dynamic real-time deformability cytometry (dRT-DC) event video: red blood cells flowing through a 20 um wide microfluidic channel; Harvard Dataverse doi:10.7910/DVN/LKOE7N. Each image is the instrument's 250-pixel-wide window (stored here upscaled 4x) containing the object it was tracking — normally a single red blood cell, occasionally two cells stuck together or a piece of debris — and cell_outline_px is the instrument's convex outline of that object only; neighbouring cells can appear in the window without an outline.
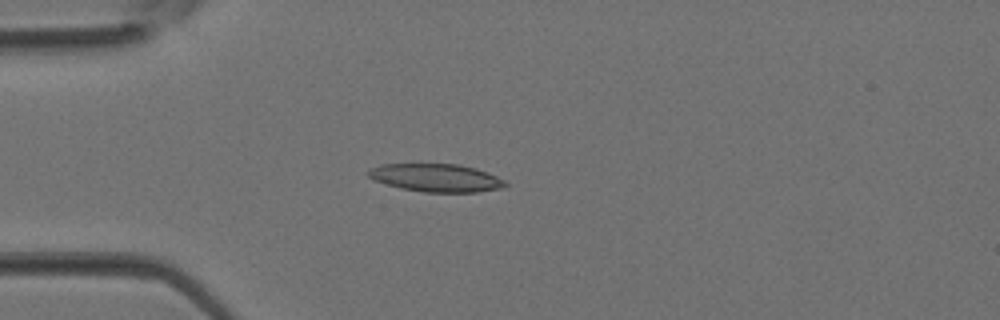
{"species": "Egyptian fruit bat (a non-hibernating species)", "species_latin": "Rousettus aegyptiacus", "temperature_condition": "room temperature", "stored_images_in_passage": 35, "camera_frame_rate_fps": 3000, "um_per_image_px": 0.085, "animal": {"sex": "female"}, "frame": {"image": 1, "passage_image": 7, "time_ms": 2.0, "image_size_px": [1000, 320], "cell_outline_px": [[508, 184], [500, 188], [476, 192], [424, 192], [400, 188], [372, 180], [364, 172], [368, 168], [380, 164], [460, 164], [476, 168], [496, 176], [504, 180]], "centroid_in_image_um": [36.99, 15.1], "position_along_channel_um": 48.0, "area_um2": 22.48}}
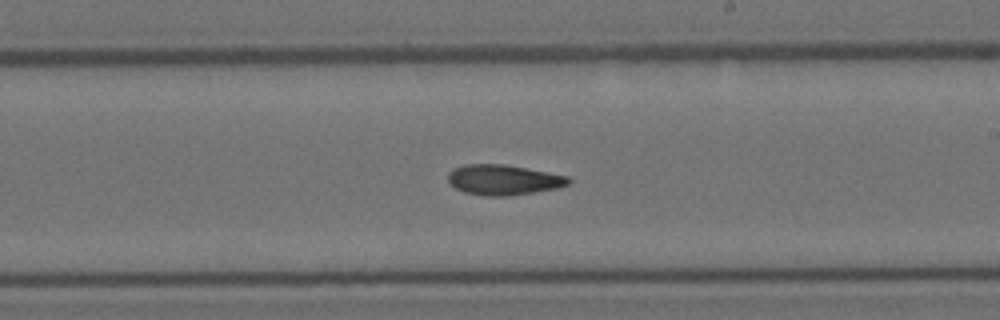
{"frame": {"image": 2, "passage_image": 19, "time_ms": 6.0, "image_size_px": [1000, 320], "cell_outline_px": [[572, 180], [568, 184], [560, 188], [504, 196], [488, 196], [464, 192], [456, 188], [448, 180], [448, 172], [452, 168], [464, 164], [504, 164], [548, 172], [568, 176]], "centroid_in_image_um": [42.79, 15.27], "position_along_channel_um": 246.2, "area_um2": 21.21}}
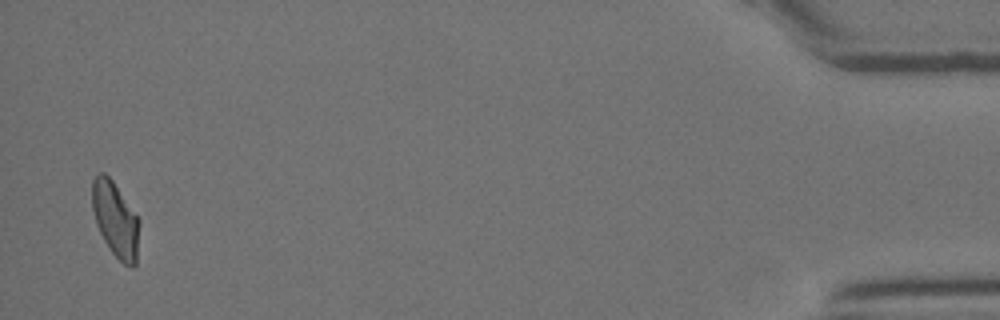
{"frame": {"image": 3, "passage_image": 34, "time_ms": 11.0, "image_size_px": [1000, 320], "cell_outline_px": [[140, 224], [136, 264], [132, 268], [124, 264], [112, 252], [104, 240], [96, 224], [92, 208], [92, 180], [100, 172], [104, 172], [112, 180], [140, 220]], "centroid_in_image_um": [9.82, 18.66], "position_along_channel_um": 425.4, "area_um2": 20.58}}